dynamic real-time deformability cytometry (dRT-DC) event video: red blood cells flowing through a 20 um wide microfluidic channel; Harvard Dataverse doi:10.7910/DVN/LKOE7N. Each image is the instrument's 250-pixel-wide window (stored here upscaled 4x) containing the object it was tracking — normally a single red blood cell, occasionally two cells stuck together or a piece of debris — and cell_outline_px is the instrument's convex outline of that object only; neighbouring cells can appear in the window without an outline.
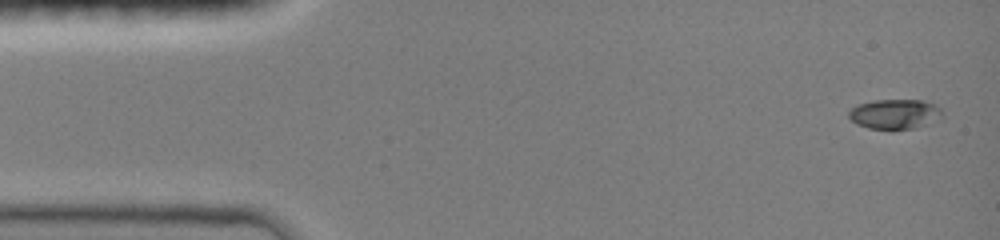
{"species": "common noctule bat (a hibernating species)", "species_latin": "Nyctalus noctula", "temperature_condition": "room temperature", "stored_images_in_passage": 26, "camera_frame_rate_fps": 3000, "um_per_image_px": 0.085, "animal": {"sex": "female", "body_mass_g": 19.0, "forearm_length_mm": 51.5}, "frame": {"image": 1, "passage_image": 1, "time_ms": 0.0, "image_size_px": [1000, 240], "cell_outline_px": [[944, 116], [940, 120], [916, 128], [868, 128], [856, 124], [848, 116], [848, 112], [852, 108], [860, 104], [872, 100], [924, 100], [936, 104], [944, 112]], "centroid_in_image_um": [76.13, 9.68], "position_along_channel_um": 8.9, "area_um2": 16.36}}
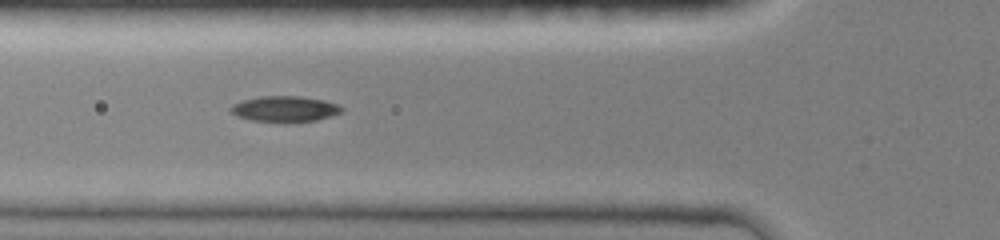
{"frame": {"image": 2, "passage_image": 18, "time_ms": 5.0, "image_size_px": [1000, 240], "cell_outline_px": [[344, 108], [340, 112], [316, 120], [284, 124], [252, 120], [236, 116], [228, 108], [232, 104], [244, 100], [260, 96], [300, 96], [324, 100], [336, 104]], "centroid_in_image_um": [24.16, 9.28], "position_along_channel_um": 101.6, "area_um2": 16.88}}
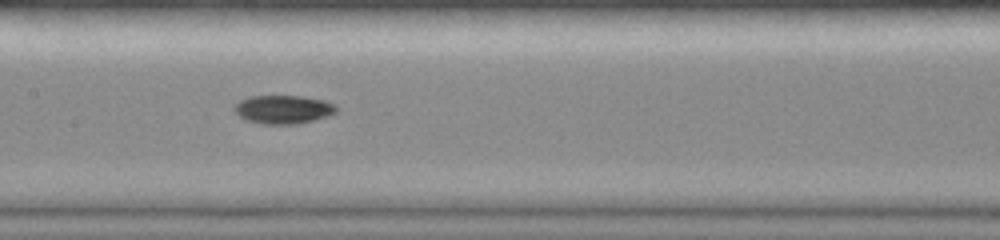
{"frame": {"image": 3, "passage_image": 25, "time_ms": 7.0, "image_size_px": [1000, 240], "cell_outline_px": [[336, 112], [328, 116], [296, 124], [264, 124], [248, 120], [240, 116], [232, 108], [240, 100], [252, 96], [300, 96], [324, 100], [336, 104]], "centroid_in_image_um": [24.09, 9.29], "position_along_channel_um": 183.3, "area_um2": 16.76}}